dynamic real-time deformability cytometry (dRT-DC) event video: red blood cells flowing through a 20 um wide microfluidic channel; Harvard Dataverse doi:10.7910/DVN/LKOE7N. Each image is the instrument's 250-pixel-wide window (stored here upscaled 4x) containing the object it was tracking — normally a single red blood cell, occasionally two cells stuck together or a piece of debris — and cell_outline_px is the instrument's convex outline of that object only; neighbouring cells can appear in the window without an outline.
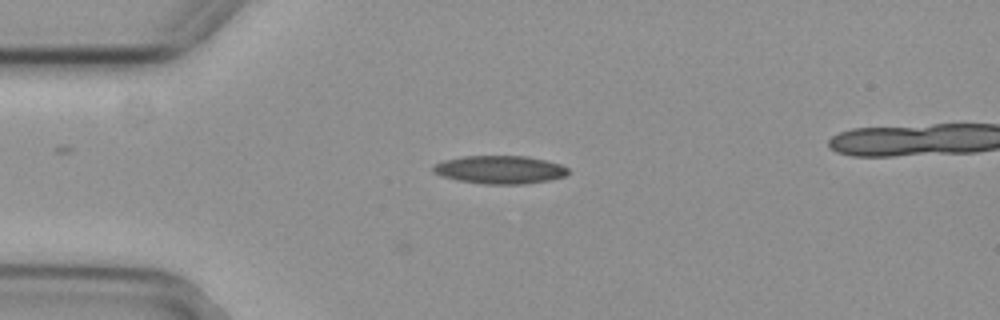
{"species": "common noctule bat (a hibernating species)", "species_latin": "Nyctalus noctula", "temperature_condition": "cold", "stored_images_in_passage": 5, "camera_frame_rate_fps": 3000, "um_per_image_px": 0.085, "animal": {"sex": "female", "body_mass_g": 29.2, "forearm_length_mm": 56.3}, "frame": {"image": 1, "passage_image": 3, "time_ms": 0.667, "image_size_px": [1000, 320], "cell_outline_px": [[568, 172], [564, 176], [548, 180], [524, 184], [484, 184], [456, 180], [432, 172], [432, 168], [436, 164], [444, 160], [464, 156], [528, 156], [560, 164], [568, 168]], "centroid_in_image_um": [42.48, 14.42], "position_along_channel_um": 42.5, "area_um2": 21.96}}
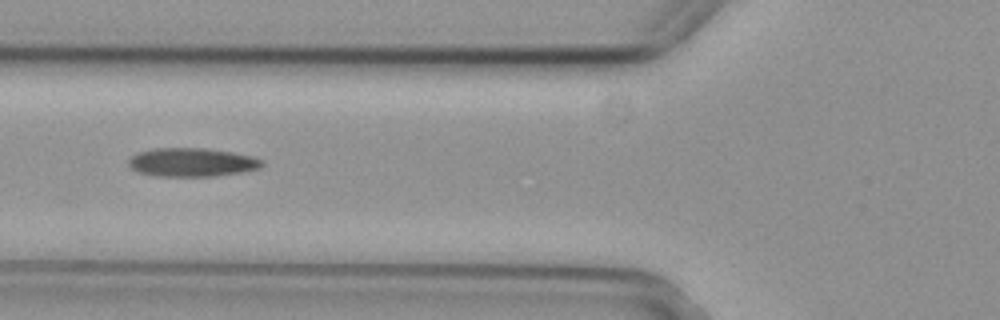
{"frame": {"image": 2, "passage_image": 5, "time_ms": 1.333, "image_size_px": [1000, 320], "cell_outline_px": [[264, 164], [260, 168], [240, 172], [216, 176], [156, 176], [136, 172], [128, 164], [128, 160], [132, 156], [140, 152], [152, 148], [204, 148], [232, 152], [252, 156], [264, 160]], "centroid_in_image_um": [16.31, 13.79], "position_along_channel_um": 109.5, "area_um2": 22.31}}